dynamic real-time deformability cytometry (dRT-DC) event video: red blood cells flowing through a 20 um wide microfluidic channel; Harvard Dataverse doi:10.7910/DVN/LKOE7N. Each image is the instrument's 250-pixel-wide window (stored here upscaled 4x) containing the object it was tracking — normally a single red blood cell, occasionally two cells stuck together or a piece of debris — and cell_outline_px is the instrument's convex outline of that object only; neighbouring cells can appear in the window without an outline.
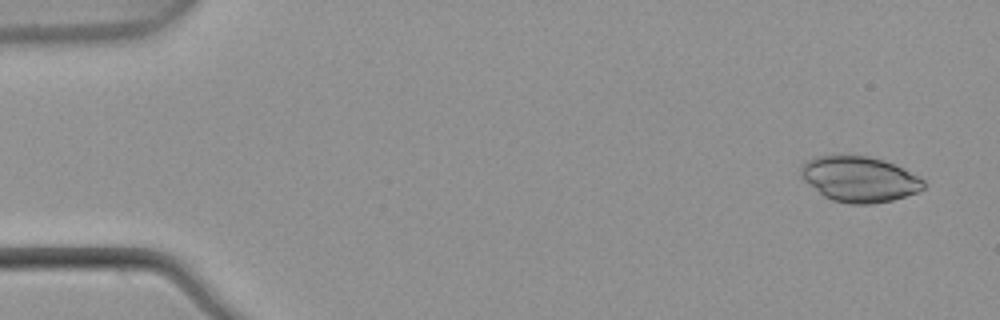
{"species": "common noctule bat (a hibernating species)", "species_latin": "Nyctalus noctula", "temperature_condition": "warm", "stored_images_in_passage": 53, "camera_frame_rate_fps": 3000, "um_per_image_px": 0.085, "animal": {"sex": "male", "body_mass_g": 21.5, "forearm_length_mm": 52.0}, "frame": {"image": 1, "passage_image": 3, "time_ms": 0.667, "image_size_px": [1000, 320], "cell_outline_px": [[924, 188], [916, 192], [892, 200], [872, 204], [848, 204], [832, 200], [824, 196], [804, 180], [800, 176], [800, 168], [808, 160], [816, 156], [868, 156], [884, 160], [896, 164], [920, 176], [924, 180]], "centroid_in_image_um": [73.07, 15.23], "position_along_channel_um": 11.9, "area_um2": 32.48}}